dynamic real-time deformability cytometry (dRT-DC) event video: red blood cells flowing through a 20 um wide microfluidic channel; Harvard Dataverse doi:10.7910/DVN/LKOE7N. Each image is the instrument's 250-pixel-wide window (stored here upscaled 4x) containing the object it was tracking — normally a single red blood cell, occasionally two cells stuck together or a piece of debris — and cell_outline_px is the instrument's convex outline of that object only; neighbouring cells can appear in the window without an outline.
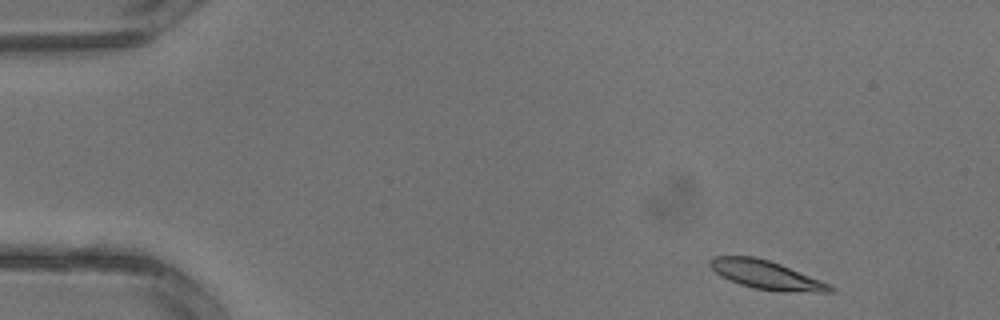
{"species": "common noctule bat (a hibernating species)", "species_latin": "Nyctalus noctula", "temperature_condition": "warm", "stored_images_in_passage": 3, "camera_frame_rate_fps": 3000, "um_per_image_px": 0.085, "animal": {"sex": "male", "body_mass_g": 13.3}, "frame": {"image": 1, "passage_image": 1, "time_ms": 0.0, "image_size_px": [1000, 320], "cell_outline_px": [[836, 292], [816, 292], [752, 288], [740, 284], [720, 276], [708, 264], [708, 260], [712, 256], [752, 256], [768, 260], [780, 264], [820, 280], [836, 288]], "centroid_in_image_um": [65.08, 23.34], "position_along_channel_um": 19.9, "area_um2": 19.54}}
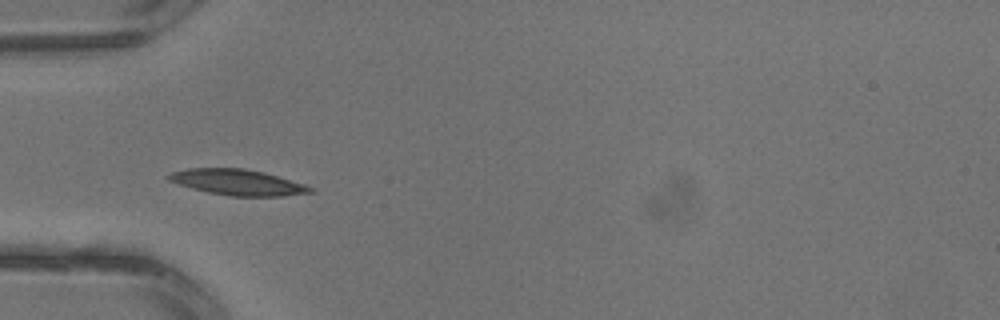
{"frame": {"image": 2, "passage_image": 3, "time_ms": 0.667, "image_size_px": [1000, 320], "cell_outline_px": [[316, 192], [280, 196], [232, 196], [208, 192], [192, 188], [168, 180], [164, 176], [172, 172], [188, 168], [244, 168], [264, 172], [304, 184], [312, 188]], "centroid_in_image_um": [20.19, 15.49], "position_along_channel_um": 64.8, "area_um2": 21.15}}